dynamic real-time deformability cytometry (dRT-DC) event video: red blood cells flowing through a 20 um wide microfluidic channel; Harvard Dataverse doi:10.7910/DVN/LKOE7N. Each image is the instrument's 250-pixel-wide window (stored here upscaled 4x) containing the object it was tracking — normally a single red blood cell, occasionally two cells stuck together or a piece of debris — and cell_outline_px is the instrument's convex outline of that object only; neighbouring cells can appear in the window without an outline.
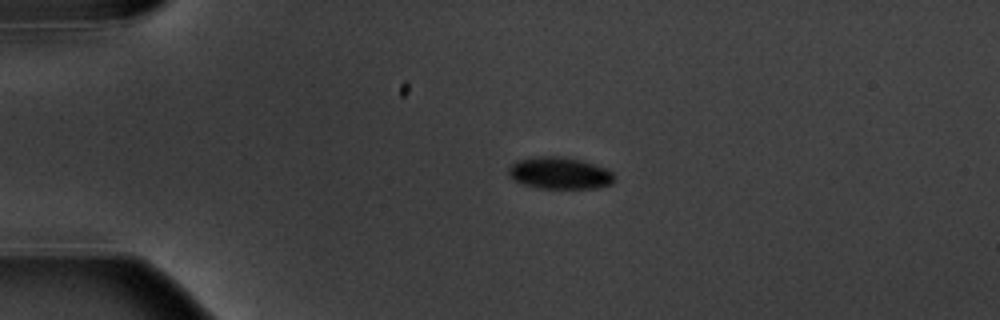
{"species": "common noctule bat (a hibernating species)", "species_latin": "Nyctalus noctula", "temperature_condition": "warm", "stored_images_in_passage": 6, "camera_frame_rate_fps": 3000, "um_per_image_px": 0.085, "animal": {"sex": "male", "body_mass_g": 20.1, "forearm_length_mm": 53.5}, "frame": {"image": 1, "passage_image": 3, "time_ms": 2.333, "image_size_px": [1000, 320], "cell_outline_px": [[612, 184], [596, 188], [540, 188], [524, 184], [512, 180], [508, 176], [508, 168], [516, 160], [532, 156], [564, 156], [580, 160], [608, 168], [612, 172]], "centroid_in_image_um": [47.52, 14.7], "position_along_channel_um": 37.5, "area_um2": 19.83}}
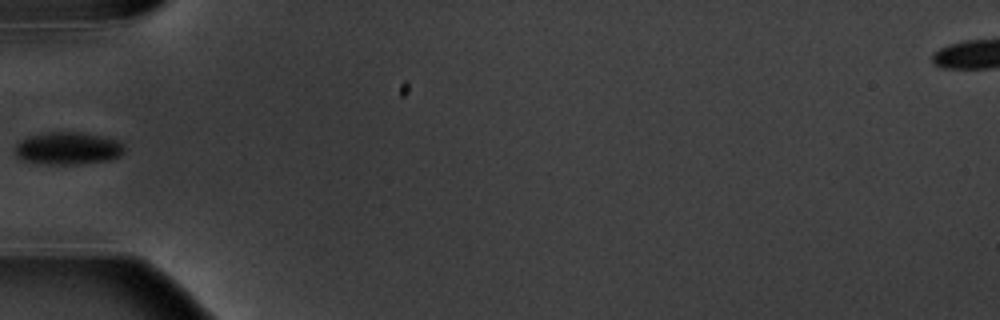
{"frame": {"image": 2, "passage_image": 5, "time_ms": 4.667, "image_size_px": [1000, 320], "cell_outline_px": [[124, 152], [120, 156], [112, 160], [76, 164], [48, 164], [20, 160], [16, 156], [16, 144], [20, 140], [28, 136], [48, 132], [84, 132], [116, 140], [124, 148]], "centroid_in_image_um": [5.75, 12.61], "position_along_channel_um": 79.2, "area_um2": 20.69}}
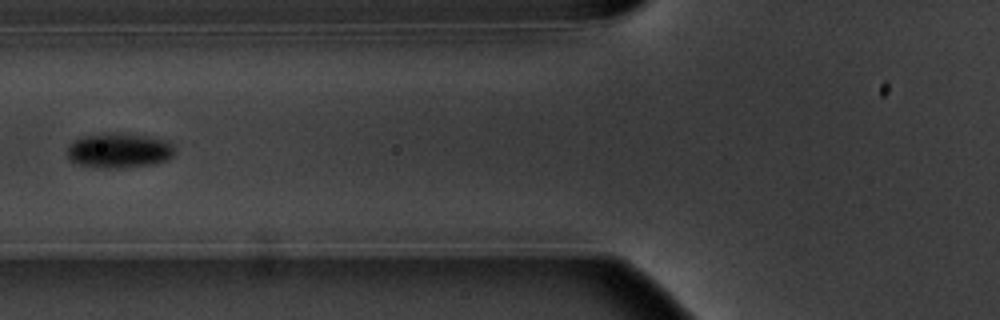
{"frame": {"image": 3, "passage_image": 6, "time_ms": 5.667, "image_size_px": [1000, 320], "cell_outline_px": [[172, 156], [168, 160], [156, 164], [124, 168], [96, 168], [76, 164], [68, 156], [68, 148], [72, 140], [80, 136], [100, 132], [120, 132], [168, 140], [172, 144]], "centroid_in_image_um": [10.08, 12.78], "position_along_channel_um": 115.7, "area_um2": 22.37}}